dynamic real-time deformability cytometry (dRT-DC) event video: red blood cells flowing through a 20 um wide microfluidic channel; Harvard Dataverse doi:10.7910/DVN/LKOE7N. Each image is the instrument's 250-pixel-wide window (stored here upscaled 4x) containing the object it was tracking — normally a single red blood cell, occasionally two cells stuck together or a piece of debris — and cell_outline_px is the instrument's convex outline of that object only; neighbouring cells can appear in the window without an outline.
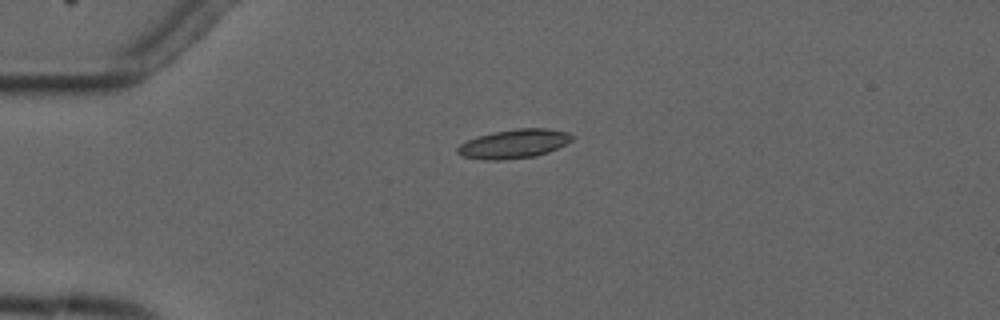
{"species": "common noctule bat (a hibernating species)", "species_latin": "Nyctalus noctula", "temperature_condition": "cold", "stored_images_in_passage": 6, "camera_frame_rate_fps": 3000, "um_per_image_px": 0.085, "animal": {"sex": "male", "forearm_length_mm": 52.5}, "frame": {"image": 1, "passage_image": 4, "time_ms": 3.667, "image_size_px": [1000, 320], "cell_outline_px": [[572, 140], [548, 152], [536, 156], [500, 160], [484, 160], [460, 156], [456, 152], [456, 148], [460, 144], [476, 136], [492, 132], [516, 128], [548, 128], [568, 132], [572, 136]], "centroid_in_image_um": [43.63, 12.22], "position_along_channel_um": 41.4, "area_um2": 19.42}}
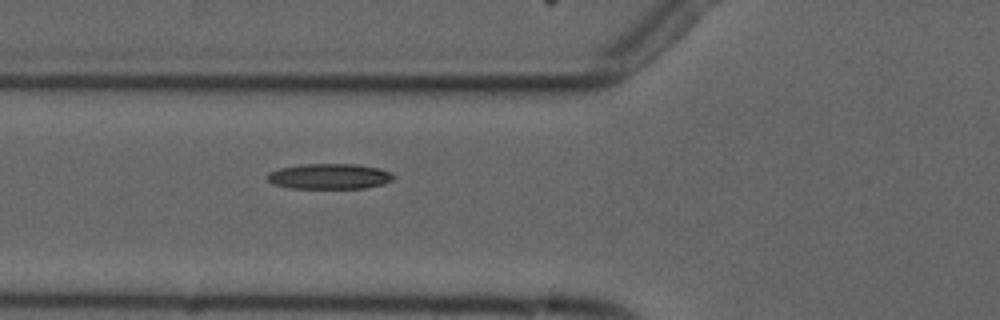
{"frame": {"image": 2, "passage_image": 6, "time_ms": 6.0, "image_size_px": [1000, 320], "cell_outline_px": [[396, 176], [392, 180], [384, 184], [364, 188], [288, 188], [272, 184], [268, 180], [268, 172], [280, 168], [304, 164], [360, 164], [380, 168], [392, 172]], "centroid_in_image_um": [28.04, 14.99], "position_along_channel_um": 97.8, "area_um2": 18.9}}